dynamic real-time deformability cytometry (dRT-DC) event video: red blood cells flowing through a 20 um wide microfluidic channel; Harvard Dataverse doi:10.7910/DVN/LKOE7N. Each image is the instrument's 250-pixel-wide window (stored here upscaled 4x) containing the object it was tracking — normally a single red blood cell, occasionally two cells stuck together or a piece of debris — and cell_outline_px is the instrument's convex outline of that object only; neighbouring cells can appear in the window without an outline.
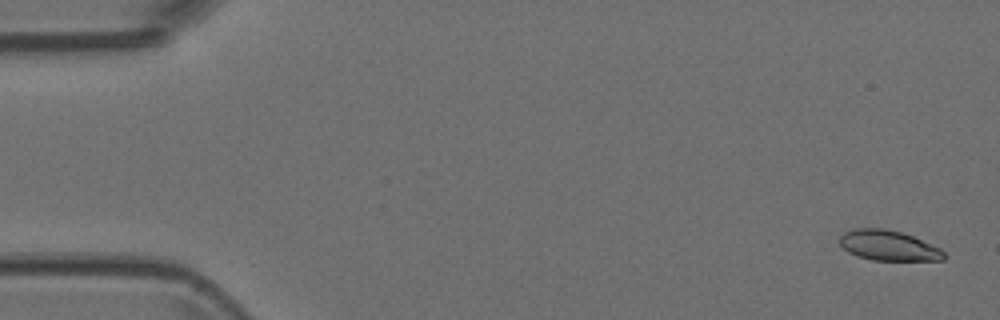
{"species": "Egyptian fruit bat (a non-hibernating species)", "species_latin": "Rousettus aegyptiacus", "temperature_condition": "room temperature", "stored_images_in_passage": 3, "camera_frame_rate_fps": 3000, "um_per_image_px": 0.085, "animal": {"sex": "female"}, "frame": {"image": 1, "passage_image": 1, "time_ms": 0.0, "image_size_px": [1000, 320], "cell_outline_px": [[948, 256], [944, 260], [872, 260], [856, 256], [848, 252], [840, 244], [840, 236], [844, 232], [856, 228], [884, 228], [900, 232], [912, 236], [940, 248]], "centroid_in_image_um": [75.52, 20.87], "position_along_channel_um": 9.5, "area_um2": 18.32}}